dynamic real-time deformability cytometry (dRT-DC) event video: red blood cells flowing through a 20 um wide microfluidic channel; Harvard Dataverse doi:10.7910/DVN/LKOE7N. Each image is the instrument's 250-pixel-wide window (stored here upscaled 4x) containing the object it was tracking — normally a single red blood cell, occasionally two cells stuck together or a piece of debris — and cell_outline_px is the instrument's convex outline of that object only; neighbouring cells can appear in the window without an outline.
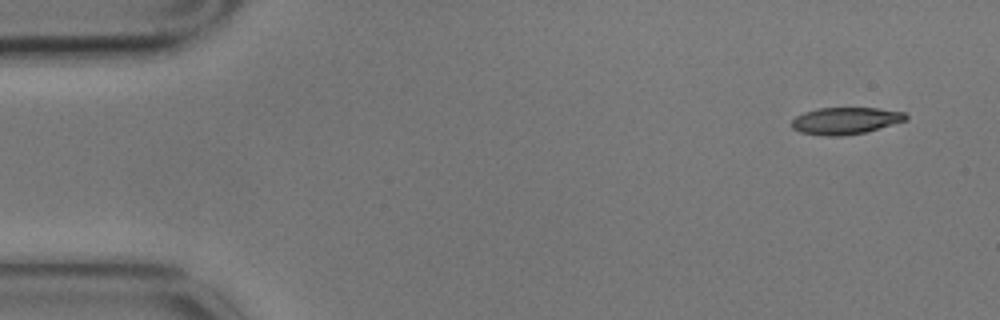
{"species": "common noctule bat (a hibernating species)", "species_latin": "Nyctalus noctula", "temperature_condition": "cold", "stored_images_in_passage": 4, "segment_of_instrument_passage": [1, 2], "camera_frame_rate_fps": 3000, "um_per_image_px": 0.085, "animal": {"sex": "male", "body_mass_g": 17.9}, "frame": {"image": 1, "passage_image": 1, "time_ms": 0.0, "image_size_px": [1000, 320], "cell_outline_px": [[908, 120], [864, 132], [840, 136], [824, 136], [800, 132], [792, 128], [792, 120], [796, 116], [804, 112], [816, 108], [876, 108], [904, 112], [908, 116]], "centroid_in_image_um": [71.85, 10.26], "position_along_channel_um": 13.1, "area_um2": 17.86}}